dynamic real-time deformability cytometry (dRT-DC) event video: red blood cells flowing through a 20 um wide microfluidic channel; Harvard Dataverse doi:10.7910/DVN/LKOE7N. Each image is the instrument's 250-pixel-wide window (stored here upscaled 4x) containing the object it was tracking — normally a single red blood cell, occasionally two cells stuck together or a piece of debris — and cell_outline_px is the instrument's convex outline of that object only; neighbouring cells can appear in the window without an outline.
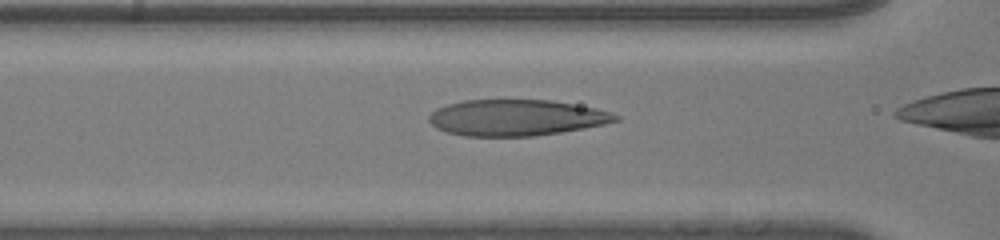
{"species": "human", "species_latin": "Homo sapiens", "temperature_condition": "room temperature", "stored_images_in_passage": 9, "camera_frame_rate_fps": 3000, "um_per_image_px": 0.085, "donor": {"sex": "male"}, "frame": {"image": 1, "passage_image": 4, "time_ms": 1.0, "image_size_px": [1000, 240], "cell_outline_px": [[620, 120], [604, 124], [584, 128], [560, 132], [532, 136], [464, 136], [448, 132], [436, 128], [428, 120], [428, 116], [436, 108], [448, 104], [464, 100], [552, 100], [596, 108], [612, 112], [620, 116]], "centroid_in_image_um": [43.89, 10.0], "position_along_channel_um": 122.7, "area_um2": 39.3}}
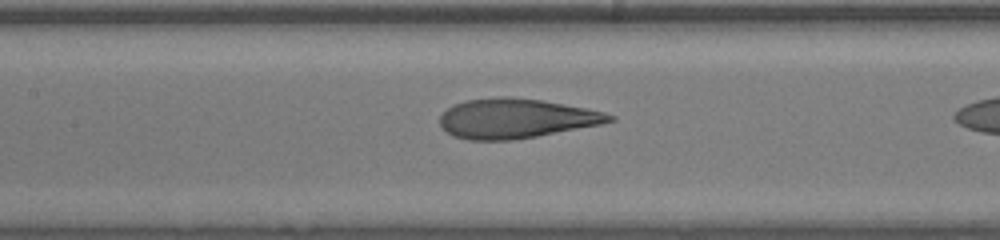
{"frame": {"image": 2, "passage_image": 7, "time_ms": 2.0, "image_size_px": [1000, 240], "cell_outline_px": [[616, 120], [600, 124], [536, 136], [512, 140], [468, 140], [452, 136], [440, 124], [440, 116], [452, 104], [464, 100], [504, 96], [544, 100], [588, 108], [604, 112], [616, 116]], "centroid_in_image_um": [43.85, 10.06], "position_along_channel_um": 163.5, "area_um2": 39.19}}